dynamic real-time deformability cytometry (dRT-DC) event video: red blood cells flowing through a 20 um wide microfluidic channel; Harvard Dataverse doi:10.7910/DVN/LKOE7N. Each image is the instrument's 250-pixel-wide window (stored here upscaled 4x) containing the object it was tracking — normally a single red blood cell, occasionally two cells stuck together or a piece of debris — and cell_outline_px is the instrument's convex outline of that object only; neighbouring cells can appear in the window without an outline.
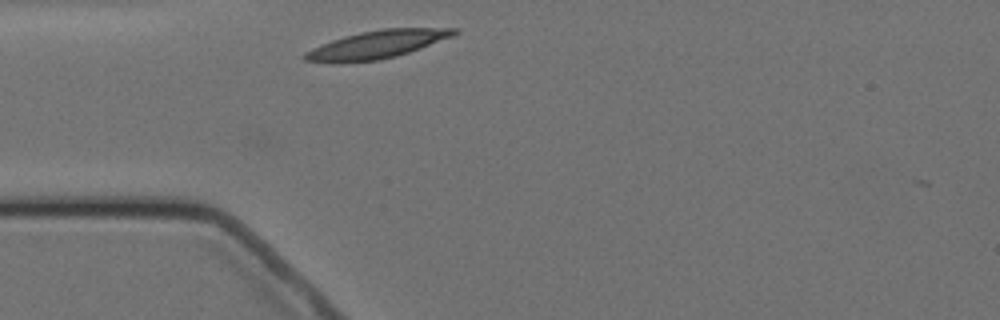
{"species": "Egyptian fruit bat (a non-hibernating species)", "species_latin": "Rousettus aegyptiacus", "temperature_condition": "cold", "stored_images_in_passage": 2, "camera_frame_rate_fps": 3000, "um_per_image_px": 0.085, "animal": {"sex": "female"}, "frame": {"image": 1, "passage_image": 1, "time_ms": 0.0, "image_size_px": [1000, 320], "cell_outline_px": [[460, 32], [452, 36], [420, 48], [396, 56], [380, 60], [340, 64], [304, 60], [300, 56], [304, 52], [320, 44], [344, 36], [360, 32], [384, 28], [460, 28]], "centroid_in_image_um": [31.98, 3.8], "position_along_channel_um": 53.0, "area_um2": 24.57}}